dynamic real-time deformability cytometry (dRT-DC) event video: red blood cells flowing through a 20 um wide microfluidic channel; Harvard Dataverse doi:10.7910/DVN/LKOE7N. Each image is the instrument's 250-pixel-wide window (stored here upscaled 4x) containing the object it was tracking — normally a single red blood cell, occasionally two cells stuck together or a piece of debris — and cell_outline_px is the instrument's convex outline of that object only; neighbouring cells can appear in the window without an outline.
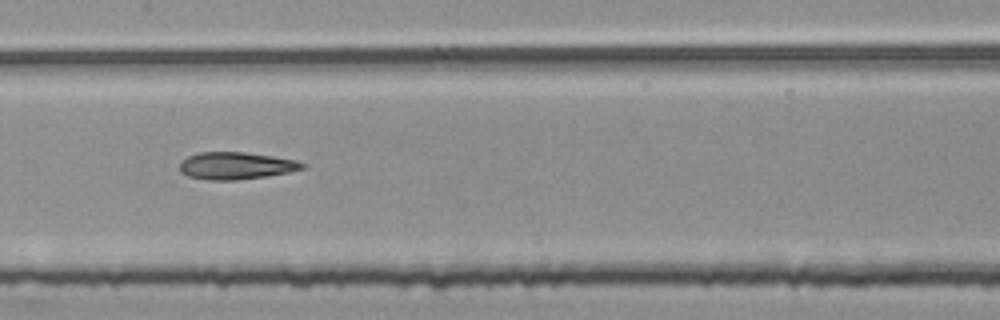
{"species": "common noctule bat (a hibernating species)", "species_latin": "Nyctalus noctula", "temperature_condition": "room temperature", "stored_images_in_passage": 54, "segment_of_instrument_passage": [2, 2], "camera_frame_rate_fps": 3000, "um_per_image_px": 0.085, "animal": {"sex": "female", "body_mass_g": 25.1}, "frame": {"image": 1, "passage_image": 27, "time_ms": 8.667, "image_size_px": [1000, 320], "cell_outline_px": [[308, 164], [304, 168], [288, 172], [264, 176], [236, 180], [208, 180], [188, 176], [180, 172], [180, 164], [188, 156], [200, 152], [244, 152], [272, 156], [296, 160]], "centroid_in_image_um": [20.06, 14.08], "position_along_channel_um": 187.3, "area_um2": 19.31}}
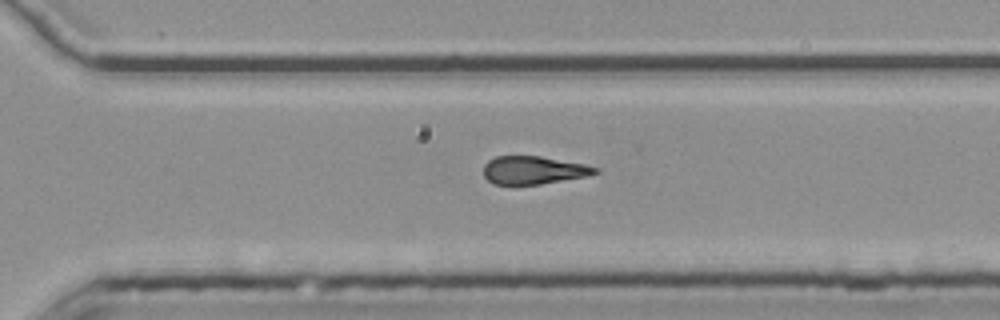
{"frame": {"image": 2, "passage_image": 38, "time_ms": 12.333, "image_size_px": [1000, 320], "cell_outline_px": [[600, 172], [588, 176], [540, 184], [492, 184], [484, 176], [484, 164], [488, 160], [496, 156], [540, 156], [584, 164], [600, 168]], "centroid_in_image_um": [45.36, 14.46], "position_along_channel_um": 325.2, "area_um2": 18.26}}
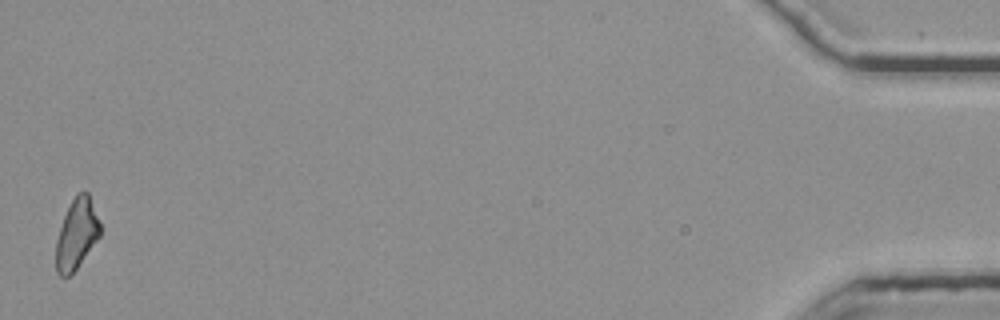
{"frame": {"image": 3, "passage_image": 54, "time_ms": 17.667, "image_size_px": [1000, 320], "cell_outline_px": [[100, 236], [76, 268], [68, 276], [60, 276], [56, 272], [56, 240], [64, 216], [76, 192], [88, 192], [100, 224]], "centroid_in_image_um": [6.5, 19.88], "position_along_channel_um": 428.7, "area_um2": 17.74}}